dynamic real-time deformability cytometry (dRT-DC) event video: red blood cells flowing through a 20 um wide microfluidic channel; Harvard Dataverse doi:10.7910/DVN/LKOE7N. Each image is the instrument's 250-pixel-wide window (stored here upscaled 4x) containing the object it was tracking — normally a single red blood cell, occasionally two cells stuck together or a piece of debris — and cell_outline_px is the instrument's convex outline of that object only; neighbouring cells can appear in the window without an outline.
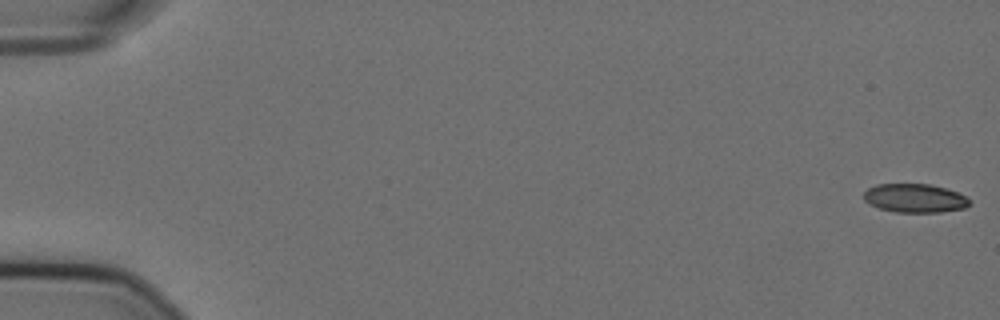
{"species": "Egyptian fruit bat (a non-hibernating species)", "species_latin": "Rousettus aegyptiacus", "temperature_condition": "cold", "stored_images_in_passage": 57, "camera_frame_rate_fps": 3000, "um_per_image_px": 0.085, "animal": {"sex": "female"}, "frame": {"image": 1, "passage_image": 1, "time_ms": 0.0, "image_size_px": [1000, 320], "cell_outline_px": [[972, 204], [964, 208], [940, 212], [896, 212], [880, 208], [868, 204], [864, 200], [864, 192], [868, 188], [876, 184], [932, 184], [948, 188], [964, 196]], "centroid_in_image_um": [77.75, 16.84], "position_along_channel_um": 7.3, "area_um2": 17.74}}
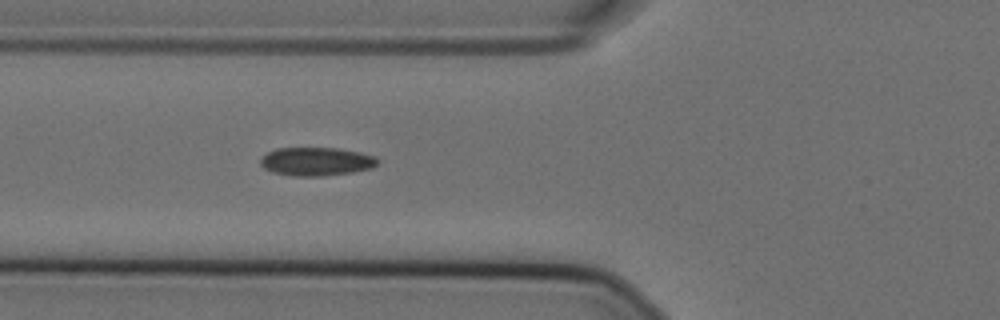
{"frame": {"image": 2, "passage_image": 22, "time_ms": 7.0, "image_size_px": [1000, 320], "cell_outline_px": [[380, 160], [372, 168], [352, 172], [320, 176], [296, 176], [272, 172], [264, 168], [260, 164], [260, 156], [276, 148], [336, 148], [360, 152], [376, 156]], "centroid_in_image_um": [26.88, 13.72], "position_along_channel_um": 98.9, "area_um2": 19.48}}
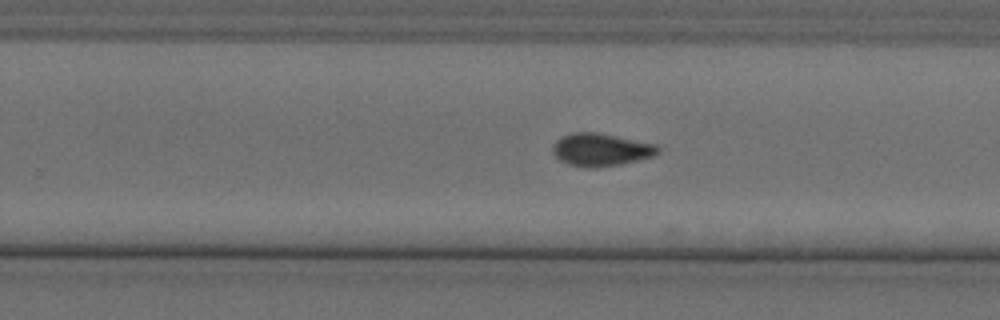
{"frame": {"image": 3, "passage_image": 37, "time_ms": 12.0, "image_size_px": [1000, 320], "cell_outline_px": [[660, 152], [656, 156], [620, 164], [596, 168], [588, 168], [568, 164], [560, 160], [552, 152], [552, 144], [560, 136], [572, 132], [596, 132], [656, 144], [660, 148]], "centroid_in_image_um": [51.07, 12.72], "position_along_channel_um": 278.7, "area_um2": 20.29}, "authors_computed_cell_mechanics": {"area_um2": 19.074, "velocity_mm_per_s": 3.591, "shape_relaxation_time_tau1_ms": null, "shape_relaxation_time_tau2_ms": 2.9022, "deformation_change_tau1": null, "deformation_change_tau2": 0.0596}}